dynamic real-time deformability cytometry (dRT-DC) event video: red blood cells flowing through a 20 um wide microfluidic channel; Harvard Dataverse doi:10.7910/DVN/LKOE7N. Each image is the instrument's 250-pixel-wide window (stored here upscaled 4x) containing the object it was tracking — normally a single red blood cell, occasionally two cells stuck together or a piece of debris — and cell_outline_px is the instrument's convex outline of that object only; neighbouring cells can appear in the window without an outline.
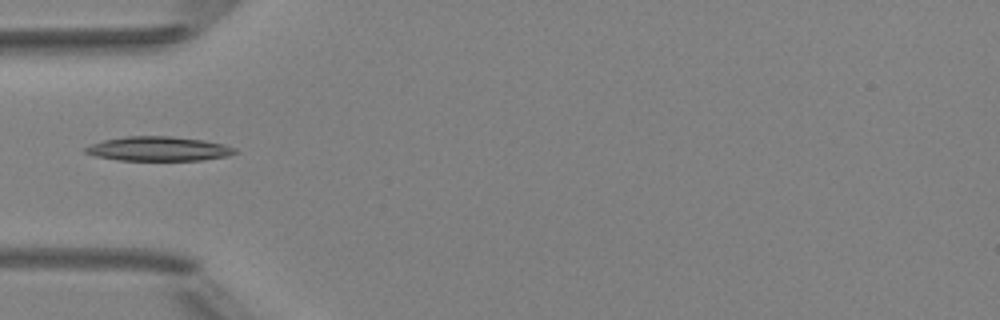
{"species": "Egyptian fruit bat (a non-hibernating species)", "species_latin": "Rousettus aegyptiacus", "temperature_condition": "room temperature", "stored_images_in_passage": 3, "camera_frame_rate_fps": 3000, "um_per_image_px": 0.085, "animal": {"sex": "female"}, "frame": {"image": 1, "passage_image": 1, "time_ms": 0.0, "image_size_px": [1000, 320], "cell_outline_px": [[240, 152], [228, 156], [200, 160], [120, 160], [96, 156], [84, 152], [84, 148], [92, 144], [104, 140], [124, 136], [172, 136], [204, 140], [224, 144], [236, 148]], "centroid_in_image_um": [13.52, 12.64], "position_along_channel_um": 71.5, "area_um2": 21.27}}
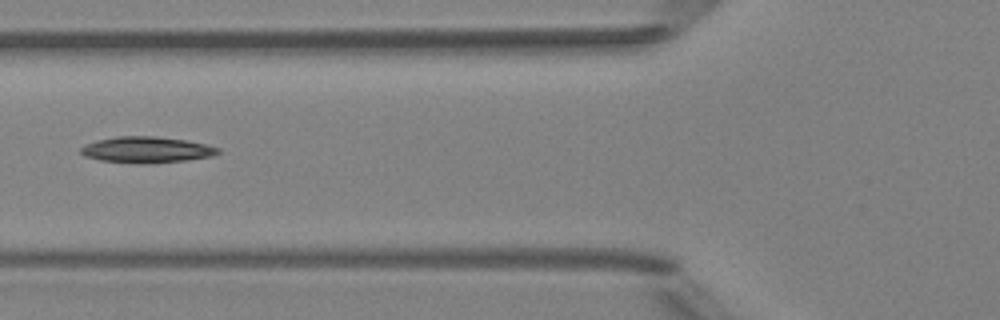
{"frame": {"image": 2, "passage_image": 2, "time_ms": 1.0, "image_size_px": [1000, 320], "cell_outline_px": [[220, 152], [212, 156], [188, 160], [148, 164], [100, 160], [84, 156], [80, 152], [80, 148], [84, 144], [96, 140], [116, 136], [156, 136], [188, 140], [208, 144], [220, 148]], "centroid_in_image_um": [12.48, 12.72], "position_along_channel_um": 113.3, "area_um2": 21.15}}
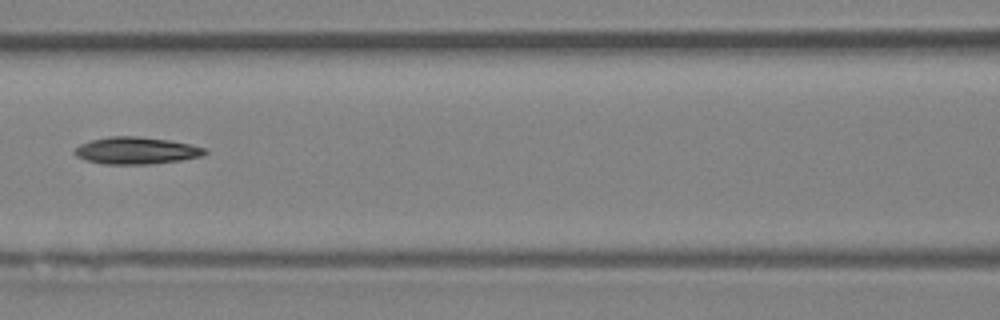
{"frame": {"image": 3, "passage_image": 3, "time_ms": 2.0, "image_size_px": [1000, 320], "cell_outline_px": [[208, 152], [200, 156], [180, 160], [152, 164], [104, 164], [88, 160], [76, 156], [72, 152], [80, 144], [92, 140], [112, 136], [136, 136], [168, 140], [188, 144], [204, 148]], "centroid_in_image_um": [11.55, 12.8], "position_along_channel_um": 155.0, "area_um2": 20.23}}